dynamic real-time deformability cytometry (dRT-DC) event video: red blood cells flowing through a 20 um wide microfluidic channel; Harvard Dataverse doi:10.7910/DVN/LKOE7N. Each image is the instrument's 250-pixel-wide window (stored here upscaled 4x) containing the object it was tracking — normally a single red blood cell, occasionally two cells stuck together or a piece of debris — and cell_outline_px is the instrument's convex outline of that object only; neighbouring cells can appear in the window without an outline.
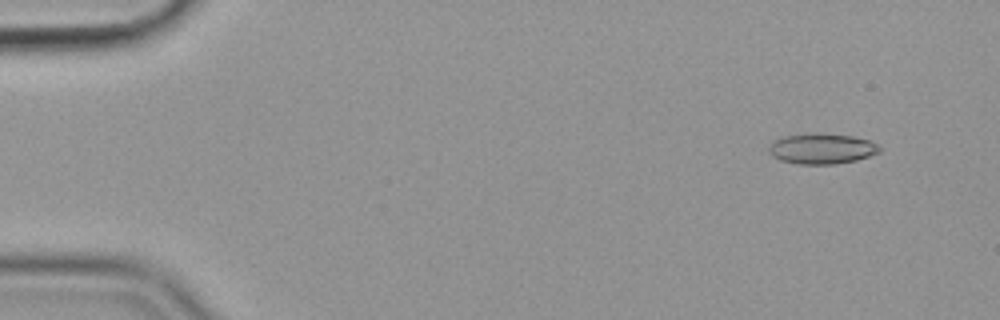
{"species": "common noctule bat (a hibernating species)", "species_latin": "Nyctalus noctula", "temperature_condition": "cold", "stored_images_in_passage": 54, "camera_frame_rate_fps": 3000, "um_per_image_px": 0.085, "animal": {"sex": "female", "body_mass_g": 19.9}, "frame": {"image": 1, "passage_image": 2, "time_ms": 0.333, "image_size_px": [1000, 320], "cell_outline_px": [[884, 148], [880, 152], [856, 160], [836, 164], [796, 164], [780, 160], [772, 156], [768, 152], [768, 144], [772, 140], [780, 136], [816, 132], [852, 136], [868, 140]], "centroid_in_image_um": [69.8, 12.62], "position_along_channel_um": 15.2, "area_um2": 20.11}}
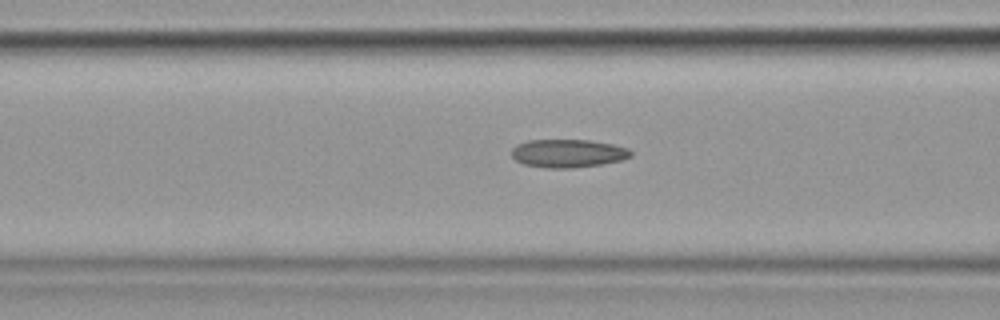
{"frame": {"image": 2, "passage_image": 20, "time_ms": 6.333, "image_size_px": [1000, 320], "cell_outline_px": [[632, 156], [620, 160], [600, 164], [572, 168], [548, 168], [524, 164], [516, 160], [512, 156], [512, 148], [516, 144], [528, 140], [588, 140], [612, 144], [628, 148], [632, 152]], "centroid_in_image_um": [48.26, 13.03], "position_along_channel_um": 118.3, "area_um2": 19.48}}
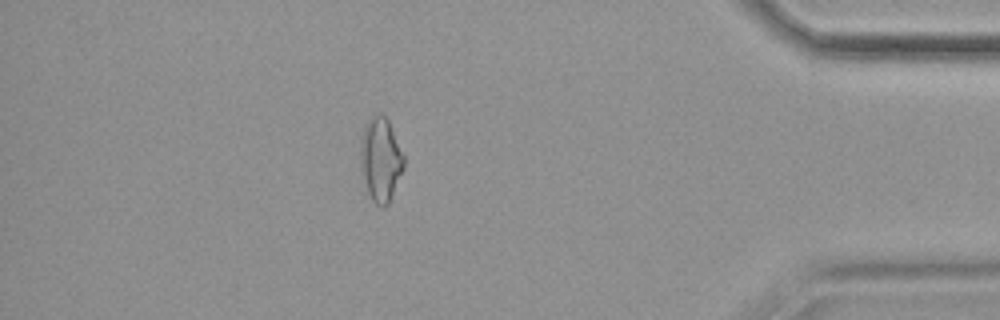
{"frame": {"image": 3, "passage_image": 47, "time_ms": 15.333, "image_size_px": [1000, 320], "cell_outline_px": [[404, 168], [388, 204], [384, 208], [376, 204], [372, 200], [368, 192], [360, 172], [360, 140], [364, 124], [376, 112], [380, 112], [388, 120], [404, 156]], "centroid_in_image_um": [32.32, 13.54], "position_along_channel_um": 402.9, "area_um2": 21.44}, "authors_computed_cell_mechanics": {"area_um2": 19.4497, "velocity_mm_per_s": 3.5851, "shape_relaxation_time_tau1_ms": null, "shape_relaxation_time_tau2_ms": 2.4366, "deformation_change_tau1": null, "deformation_change_tau2": 0.1044}}